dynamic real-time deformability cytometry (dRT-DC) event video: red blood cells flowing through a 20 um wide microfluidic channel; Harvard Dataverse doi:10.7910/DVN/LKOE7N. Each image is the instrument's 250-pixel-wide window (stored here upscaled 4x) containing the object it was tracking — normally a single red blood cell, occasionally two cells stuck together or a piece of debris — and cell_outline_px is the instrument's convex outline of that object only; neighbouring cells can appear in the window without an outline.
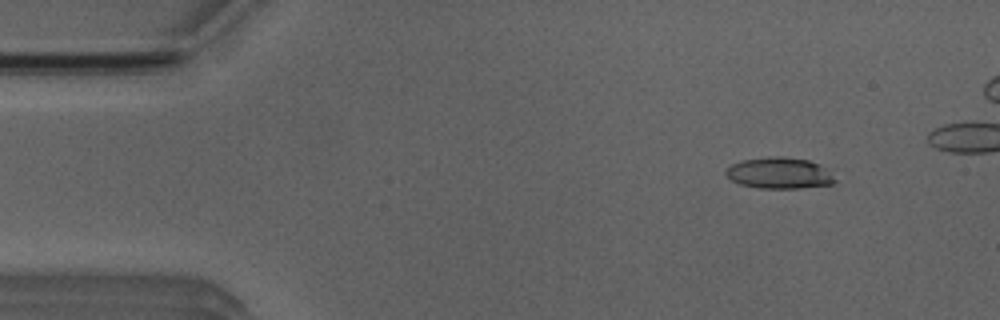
{"species": "Egyptian fruit bat (a non-hibernating species)", "species_latin": "Rousettus aegyptiacus", "temperature_condition": "room temperature", "stored_images_in_passage": 5, "camera_frame_rate_fps": 3000, "um_per_image_px": 0.085, "animal": {"sex": "male"}, "frame": {"image": 1, "passage_image": 2, "time_ms": 1.0, "image_size_px": [1000, 320], "cell_outline_px": [[836, 180], [832, 184], [800, 188], [760, 188], [740, 184], [732, 180], [724, 172], [732, 164], [744, 160], [768, 156], [780, 156], [808, 160], [820, 164]], "centroid_in_image_um": [66.23, 14.71], "position_along_channel_um": 18.8, "area_um2": 19.59}}